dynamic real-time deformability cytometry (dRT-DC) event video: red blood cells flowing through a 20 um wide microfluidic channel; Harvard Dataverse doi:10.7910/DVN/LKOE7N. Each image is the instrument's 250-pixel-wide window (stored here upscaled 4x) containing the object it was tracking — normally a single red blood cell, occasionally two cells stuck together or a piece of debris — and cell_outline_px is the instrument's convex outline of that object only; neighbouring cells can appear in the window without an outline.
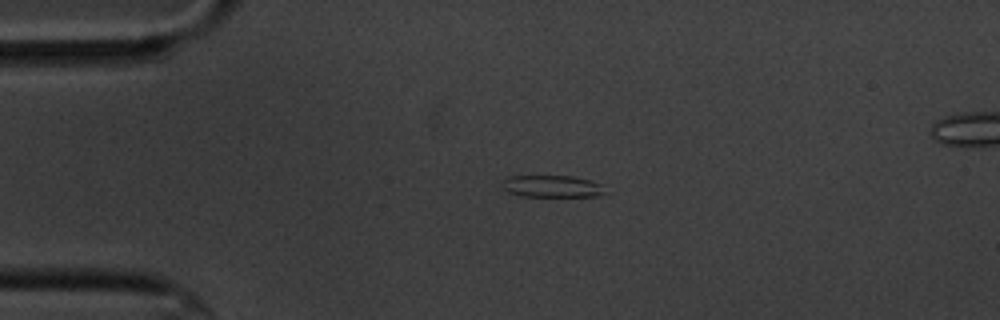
{"species": "common noctule bat (a hibernating species)", "species_latin": "Nyctalus noctula", "temperature_condition": "cold", "stored_images_in_passage": 45, "camera_frame_rate_fps": 3000, "um_per_image_px": 0.085, "animal": {"sex": "male", "body_mass_g": 20.1, "forearm_length_mm": 53.5}, "frame": {"image": 1, "passage_image": 1, "time_ms": 0.0, "image_size_px": [1000, 320], "cell_outline_px": [[604, 196], [520, 196], [508, 192], [504, 188], [504, 180], [508, 176], [572, 176], [588, 180], [600, 184], [604, 192]], "centroid_in_image_um": [46.92, 15.84], "position_along_channel_um": 38.1, "area_um2": 12.95}}
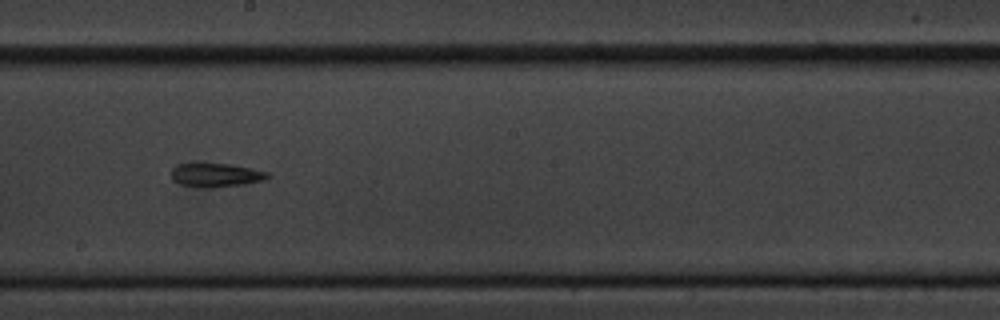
{"frame": {"image": 2, "passage_image": 20, "time_ms": 6.333, "image_size_px": [1000, 320], "cell_outline_px": [[272, 176], [264, 180], [244, 184], [216, 188], [200, 188], [180, 184], [172, 180], [172, 168], [176, 164], [228, 164], [268, 172]], "centroid_in_image_um": [18.34, 14.9], "position_along_channel_um": 229.9, "area_um2": 13.35}}
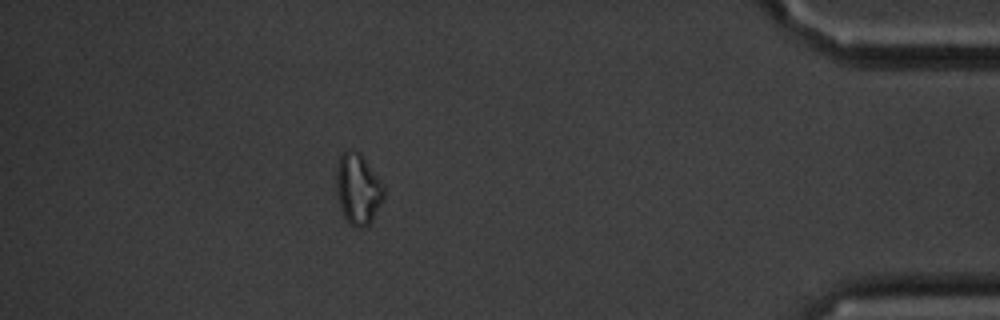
{"frame": {"image": 3, "passage_image": 39, "time_ms": 12.667, "image_size_px": [1000, 320], "cell_outline_px": [[384, 200], [372, 220], [364, 228], [352, 228], [348, 224], [340, 208], [336, 192], [336, 168], [340, 156], [344, 152], [352, 148], [360, 152], [380, 180], [384, 188]], "centroid_in_image_um": [30.42, 16.09], "position_along_channel_um": 404.8, "area_um2": 19.94}}